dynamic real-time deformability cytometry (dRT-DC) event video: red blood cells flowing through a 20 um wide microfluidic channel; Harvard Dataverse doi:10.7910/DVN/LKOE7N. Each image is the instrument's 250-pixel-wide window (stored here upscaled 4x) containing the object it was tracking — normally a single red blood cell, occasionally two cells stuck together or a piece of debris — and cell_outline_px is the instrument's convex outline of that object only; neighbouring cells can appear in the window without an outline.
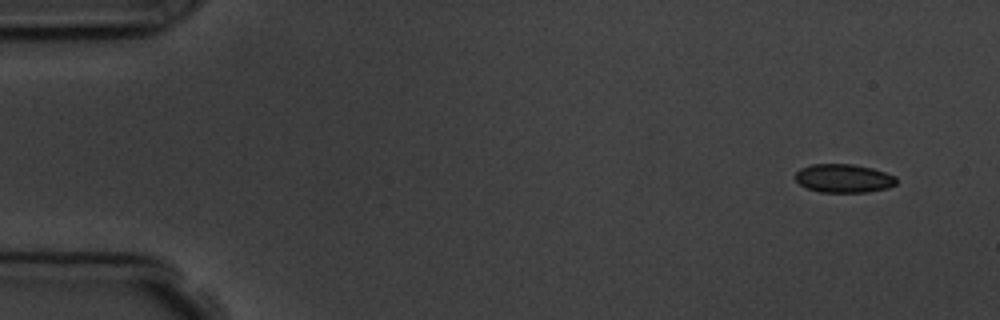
{"species": "common noctule bat (a hibernating species)", "species_latin": "Nyctalus noctula", "temperature_condition": "room temperature", "stored_images_in_passage": 4, "camera_frame_rate_fps": 3000, "um_per_image_px": 0.085, "animal": {"sex": "male", "body_mass_g": 19.5, "forearm_length_mm": 54.6}, "frame": {"image": 1, "passage_image": 1, "time_ms": 0.0, "image_size_px": [1000, 320], "cell_outline_px": [[896, 184], [888, 188], [868, 192], [820, 192], [808, 188], [800, 184], [796, 180], [796, 172], [800, 168], [812, 164], [852, 164], [872, 168], [896, 176]], "centroid_in_image_um": [71.72, 15.16], "position_along_channel_um": 13.3, "area_um2": 16.76}}